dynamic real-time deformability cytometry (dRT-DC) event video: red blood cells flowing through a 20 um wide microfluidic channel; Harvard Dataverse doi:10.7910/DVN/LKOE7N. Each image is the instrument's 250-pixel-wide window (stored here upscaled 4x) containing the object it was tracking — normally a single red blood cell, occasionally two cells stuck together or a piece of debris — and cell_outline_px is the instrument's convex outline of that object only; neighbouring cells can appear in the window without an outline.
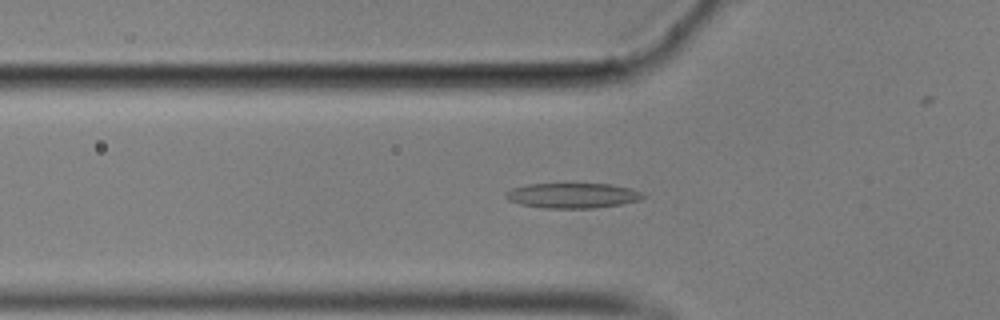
{"species": "common noctule bat (a hibernating species)", "species_latin": "Nyctalus noctula", "temperature_condition": "cold", "stored_images_in_passage": 57, "camera_frame_rate_fps": 3000, "um_per_image_px": 0.085, "animal": {"sex": "male", "body_mass_g": 17.9}, "frame": {"image": 1, "passage_image": 18, "time_ms": 5.667, "image_size_px": [1000, 320], "cell_outline_px": [[644, 196], [640, 200], [620, 204], [592, 208], [544, 208], [520, 204], [508, 200], [504, 196], [512, 188], [528, 184], [608, 184], [628, 188], [640, 192]], "centroid_in_image_um": [48.63, 16.62], "position_along_channel_um": 77.2, "area_um2": 19.77}}
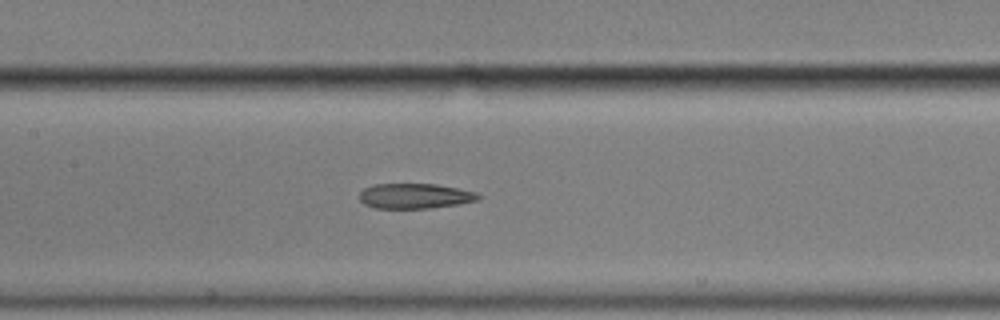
{"frame": {"image": 2, "passage_image": 26, "time_ms": 8.333, "image_size_px": [1000, 320], "cell_outline_px": [[480, 196], [476, 200], [456, 204], [428, 208], [376, 208], [364, 204], [360, 200], [360, 192], [364, 188], [372, 184], [436, 184], [476, 192]], "centroid_in_image_um": [35.21, 16.65], "position_along_channel_um": 172.2, "area_um2": 17.17}}
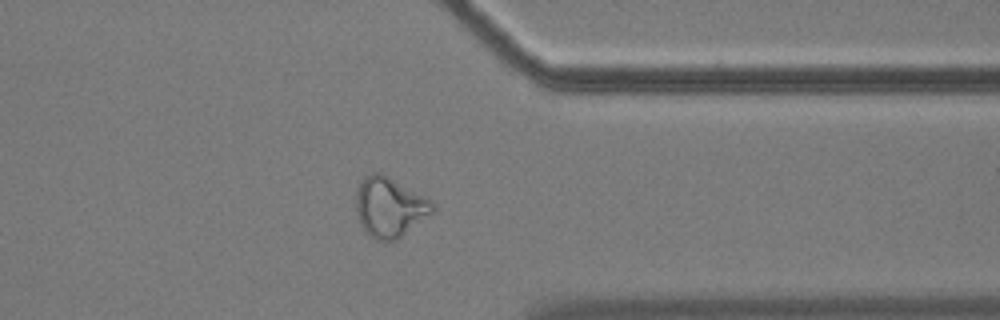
{"frame": {"image": 3, "passage_image": 44, "time_ms": 14.333, "image_size_px": [1000, 320], "cell_outline_px": [[436, 208], [432, 212], [396, 240], [376, 240], [360, 224], [356, 212], [356, 188], [364, 176], [372, 172], [380, 172], [432, 200], [436, 204]], "centroid_in_image_um": [33.1, 17.57], "position_along_channel_um": 378.3, "area_um2": 26.41}, "authors_computed_cell_mechanics": {"area_um2": 19.7098, "velocity_mm_per_s": 3.5338, "shape_relaxation_time_tau1_ms": null, "shape_relaxation_time_tau2_ms": 5.1171, "deformation_change_tau1": null, "deformation_change_tau2": 0.1463}}